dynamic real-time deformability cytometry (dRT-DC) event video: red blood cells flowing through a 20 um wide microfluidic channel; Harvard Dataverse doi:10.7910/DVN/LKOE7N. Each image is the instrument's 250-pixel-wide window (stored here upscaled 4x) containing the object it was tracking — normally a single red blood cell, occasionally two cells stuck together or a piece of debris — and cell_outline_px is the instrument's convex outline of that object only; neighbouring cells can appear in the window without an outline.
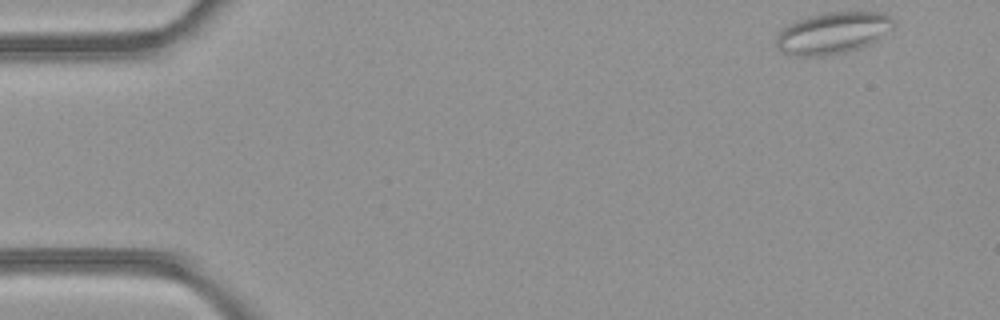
{"species": "common noctule bat (a hibernating species)", "species_latin": "Nyctalus noctula", "temperature_condition": "room temperature", "stored_images_in_passage": 46, "camera_frame_rate_fps": 3000, "um_per_image_px": 0.085, "animal": {"sex": "female", "body_mass_g": 21.9}, "frame": {"image": 1, "passage_image": 1, "time_ms": 0.0, "image_size_px": [1000, 320], "cell_outline_px": [[896, 28], [876, 40], [860, 48], [844, 52], [816, 56], [796, 56], [784, 52], [776, 48], [776, 36], [788, 24], [812, 16], [828, 12], [880, 12], [892, 16], [896, 20]], "centroid_in_image_um": [70.86, 2.8], "position_along_channel_um": 14.1, "area_um2": 28.44}}
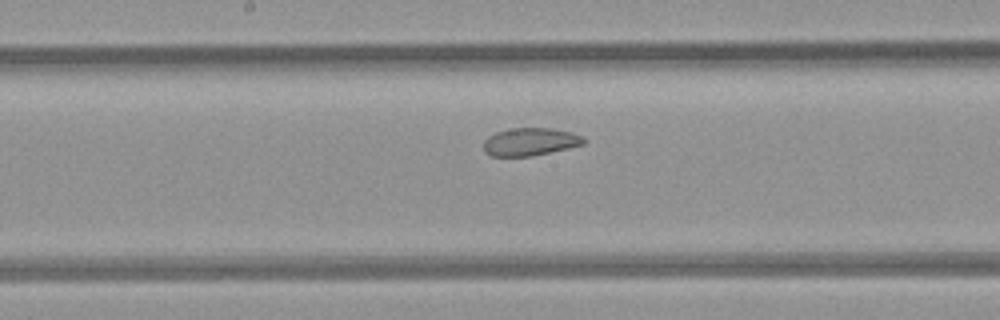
{"frame": {"image": 2, "passage_image": 23, "time_ms": 7.333, "image_size_px": [1000, 320], "cell_outline_px": [[588, 140], [584, 144], [568, 148], [532, 156], [492, 156], [484, 152], [484, 140], [488, 136], [496, 132], [512, 128], [552, 128], [584, 136]], "centroid_in_image_um": [45.07, 12.05], "position_along_channel_um": 203.1, "area_um2": 16.24}}
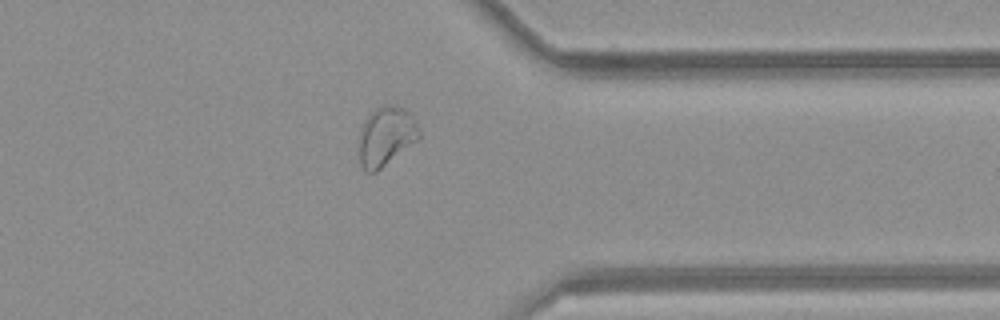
{"frame": {"image": 3, "passage_image": 36, "time_ms": 11.667, "image_size_px": [1000, 320], "cell_outline_px": [[420, 136], [416, 140], [376, 172], [364, 172], [360, 164], [360, 128], [364, 120], [376, 108], [384, 104], [392, 104], [404, 108], [412, 116], [420, 132]], "centroid_in_image_um": [32.78, 11.57], "position_along_channel_um": 378.6, "area_um2": 20.4}, "authors_computed_cell_mechanics": {"area_um2": 21.1837, "velocity_mm_per_s": 4.2323, "shape_relaxation_time_tau1_ms": null, "shape_relaxation_time_tau2_ms": 1.4834, "deformation_change_tau1": null, "deformation_change_tau2": 0.0689}}